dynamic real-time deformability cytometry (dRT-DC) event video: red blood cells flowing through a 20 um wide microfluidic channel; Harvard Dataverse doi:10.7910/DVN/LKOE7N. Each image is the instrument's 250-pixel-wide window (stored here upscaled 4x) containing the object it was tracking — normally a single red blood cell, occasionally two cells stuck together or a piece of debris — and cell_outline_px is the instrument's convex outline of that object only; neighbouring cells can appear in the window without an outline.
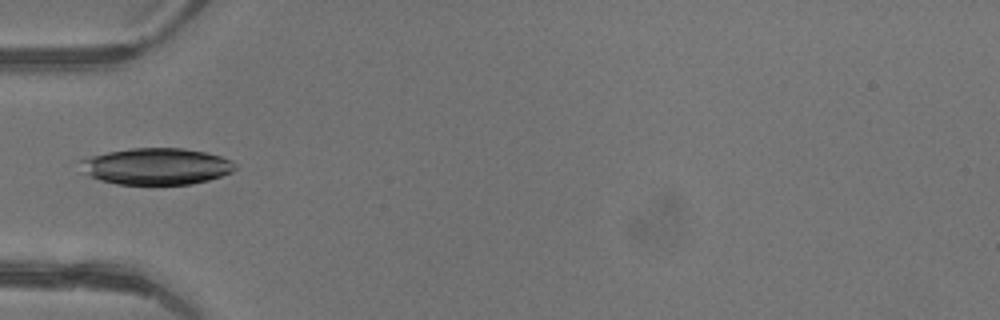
{"species": "common noctule bat (a hibernating species)", "species_latin": "Nyctalus noctula", "temperature_condition": "warm", "stored_images_in_passage": 2, "camera_frame_rate_fps": 3000, "um_per_image_px": 0.085, "animal": {"sex": "female"}, "frame": {"image": 1, "passage_image": 1, "time_ms": 0.0, "image_size_px": [1000, 320], "cell_outline_px": [[236, 168], [232, 172], [208, 180], [192, 184], [116, 184], [100, 180], [84, 172], [80, 164], [80, 160], [92, 156], [108, 152], [132, 148], [184, 148], [204, 152], [220, 156], [232, 160], [236, 164]], "centroid_in_image_um": [13.32, 14.14], "position_along_channel_um": 71.7, "area_um2": 32.77}}
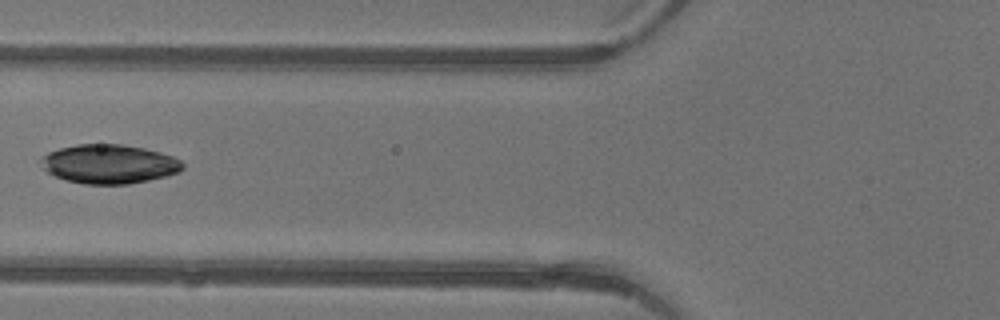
{"frame": {"image": 2, "passage_image": 2, "time_ms": 0.333, "image_size_px": [1000, 320], "cell_outline_px": [[184, 168], [180, 172], [168, 176], [128, 184], [84, 184], [64, 180], [48, 172], [44, 168], [40, 160], [40, 156], [48, 152], [60, 148], [76, 144], [120, 144], [144, 148], [160, 152], [172, 156], [180, 160], [184, 164]], "centroid_in_image_um": [9.28, 13.94], "position_along_channel_um": 116.5, "area_um2": 32.43}}